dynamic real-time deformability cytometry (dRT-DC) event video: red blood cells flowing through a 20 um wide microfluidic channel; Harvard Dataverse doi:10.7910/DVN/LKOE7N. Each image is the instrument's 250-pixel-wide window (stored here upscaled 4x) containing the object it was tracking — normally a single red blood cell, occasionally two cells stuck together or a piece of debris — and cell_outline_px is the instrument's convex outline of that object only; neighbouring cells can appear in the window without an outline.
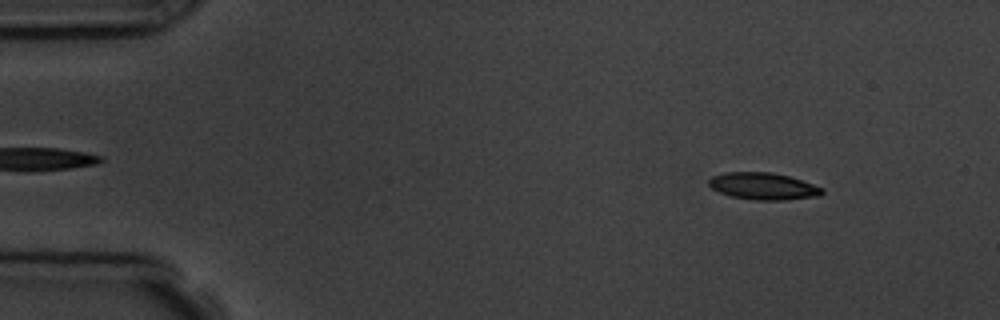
{"species": "common noctule bat (a hibernating species)", "species_latin": "Nyctalus noctula", "temperature_condition": "room temperature", "stored_images_in_passage": 5, "camera_frame_rate_fps": 3000, "um_per_image_px": 0.085, "animal": {"sex": "male", "body_mass_g": 19.5, "forearm_length_mm": 54.6}, "frame": {"image": 1, "passage_image": 1, "time_ms": 0.0, "image_size_px": [1000, 320], "cell_outline_px": [[824, 192], [820, 196], [784, 200], [756, 200], [732, 196], [720, 192], [712, 188], [708, 184], [708, 180], [712, 176], [724, 172], [772, 172], [788, 176], [824, 188]], "centroid_in_image_um": [64.88, 15.82], "position_along_channel_um": 20.1, "area_um2": 17.74}}
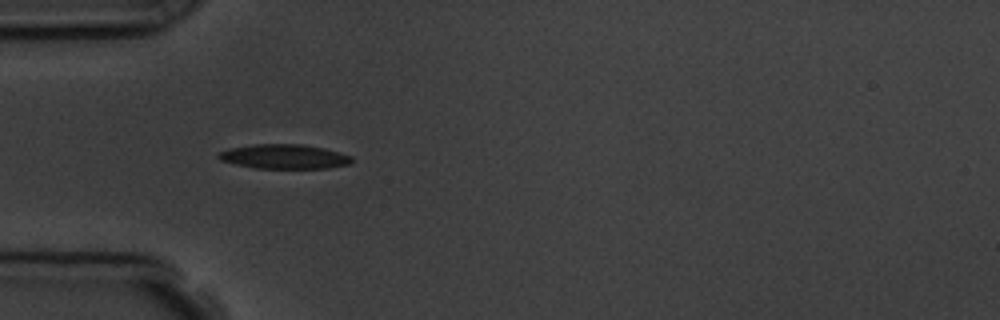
{"frame": {"image": 2, "passage_image": 4, "time_ms": 3.333, "image_size_px": [1000, 320], "cell_outline_px": [[352, 164], [328, 168], [256, 168], [236, 164], [220, 160], [216, 156], [220, 152], [232, 148], [252, 144], [304, 144], [324, 148], [352, 156]], "centroid_in_image_um": [24.19, 13.31], "position_along_channel_um": 60.8, "area_um2": 18.96}}